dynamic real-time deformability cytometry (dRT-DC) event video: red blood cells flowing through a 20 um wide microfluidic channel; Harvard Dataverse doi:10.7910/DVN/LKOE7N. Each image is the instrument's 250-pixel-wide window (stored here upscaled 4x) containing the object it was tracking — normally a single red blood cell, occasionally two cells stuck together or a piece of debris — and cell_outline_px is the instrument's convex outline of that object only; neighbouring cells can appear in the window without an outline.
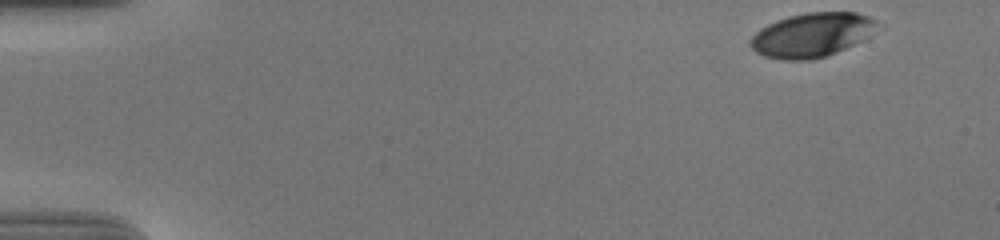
{"species": "human", "species_latin": "Homo sapiens", "temperature_condition": "cold", "stored_images_in_passage": 44, "camera_frame_rate_fps": 3000, "um_per_image_px": 0.085, "donor": {"sex": "male"}, "frame": {"image": 1, "passage_image": 1, "time_ms": 0.0, "image_size_px": [1000, 240], "cell_outline_px": [[876, 24], [868, 36], [864, 40], [824, 56], [812, 60], [780, 60], [764, 56], [756, 52], [748, 44], [748, 40], [760, 28], [776, 20], [788, 16], [808, 12], [856, 12], [868, 16], [876, 20]], "centroid_in_image_um": [68.94, 2.97], "position_along_channel_um": 16.1, "area_um2": 32.48}}
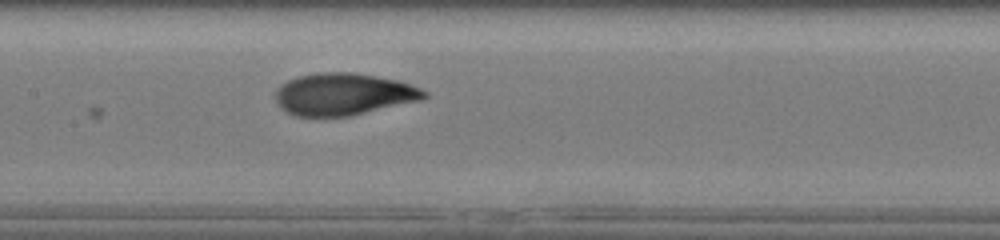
{"frame": {"image": 2, "passage_image": 25, "time_ms": 8.0, "image_size_px": [1000, 240], "cell_outline_px": [[428, 96], [420, 100], [348, 116], [292, 116], [280, 108], [276, 100], [276, 88], [280, 84], [288, 80], [300, 76], [320, 72], [352, 72], [376, 76], [396, 80], [420, 88], [428, 92]], "centroid_in_image_um": [29.16, 8.01], "position_along_channel_um": 178.2, "area_um2": 36.3}}
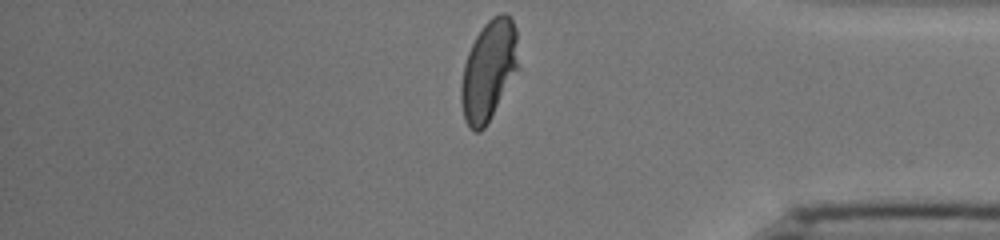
{"frame": {"image": 3, "passage_image": 44, "time_ms": 14.333, "image_size_px": [1000, 240], "cell_outline_px": [[516, 68], [484, 128], [480, 132], [476, 132], [468, 128], [464, 120], [460, 100], [460, 84], [464, 64], [468, 52], [476, 36], [484, 24], [492, 16], [500, 12], [508, 12], [516, 28]], "centroid_in_image_um": [41.47, 5.95], "position_along_channel_um": 393.7, "area_um2": 32.6}, "authors_computed_cell_mechanics": {"area_um2": 35.6337, "velocity_mm_per_s": 3.7024, "shape_relaxation_time_tau1_ms": 5.3155, "shape_relaxation_time_tau2_ms": 0.9112, "deformation_change_tau1": 0.2187, "deformation_change_tau2": 0.0569}}